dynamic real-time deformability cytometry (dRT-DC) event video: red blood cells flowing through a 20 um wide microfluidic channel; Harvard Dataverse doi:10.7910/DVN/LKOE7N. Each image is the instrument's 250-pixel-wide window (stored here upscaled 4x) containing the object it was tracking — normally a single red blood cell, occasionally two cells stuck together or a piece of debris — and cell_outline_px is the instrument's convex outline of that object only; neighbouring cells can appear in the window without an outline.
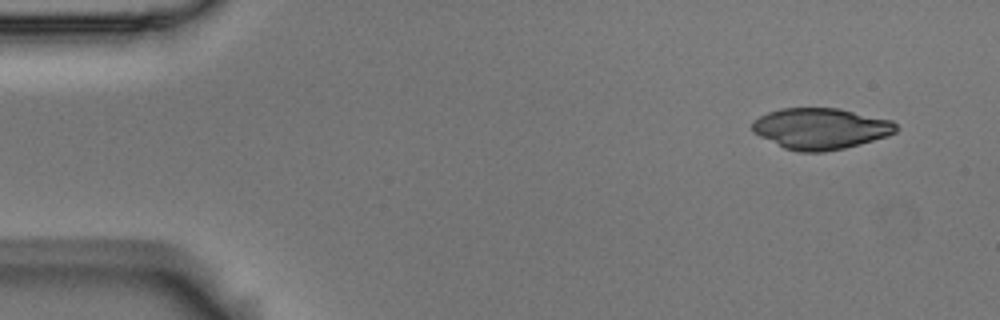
{"species": "Egyptian fruit bat (a non-hibernating species)", "species_latin": "Rousettus aegyptiacus", "temperature_condition": "room temperature", "stored_images_in_passage": 5, "segment_of_instrument_passage": [1, 2], "camera_frame_rate_fps": 3000, "um_per_image_px": 0.085, "animal": {"sex": "male"}, "frame": {"image": 1, "passage_image": 1, "time_ms": 0.0, "image_size_px": [1000, 320], "cell_outline_px": [[896, 132], [888, 136], [860, 144], [844, 148], [824, 152], [800, 152], [784, 148], [752, 132], [752, 120], [768, 112], [780, 108], [840, 108], [892, 120], [896, 124]], "centroid_in_image_um": [69.75, 10.92], "position_along_channel_um": 15.3, "area_um2": 34.56}}